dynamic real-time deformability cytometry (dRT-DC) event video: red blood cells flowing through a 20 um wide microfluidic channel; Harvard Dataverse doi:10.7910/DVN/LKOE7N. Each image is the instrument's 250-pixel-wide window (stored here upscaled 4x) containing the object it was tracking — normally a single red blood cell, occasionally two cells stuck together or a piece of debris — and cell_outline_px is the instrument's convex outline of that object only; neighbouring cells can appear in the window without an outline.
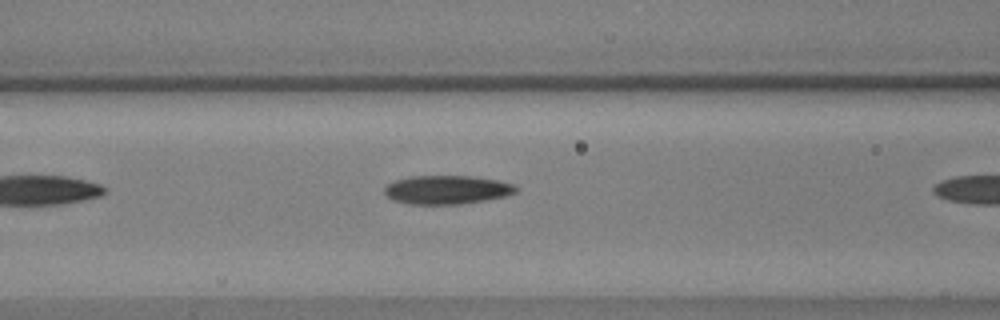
{"species": "common noctule bat (a hibernating species)", "species_latin": "Nyctalus noctula", "temperature_condition": "warm", "stored_images_in_passage": 4, "camera_frame_rate_fps": 3000, "um_per_image_px": 0.085, "animal": {"sex": "male", "body_mass_g": 17.9, "forearm_length_mm": 54.2}, "frame": {"image": 1, "passage_image": 3, "time_ms": 0.667, "image_size_px": [1000, 320], "cell_outline_px": [[516, 192], [504, 196], [484, 200], [460, 204], [408, 204], [392, 200], [384, 192], [384, 188], [388, 184], [396, 180], [412, 176], [468, 176], [496, 180], [512, 184], [516, 188]], "centroid_in_image_um": [37.93, 16.13], "position_along_channel_um": 128.7, "area_um2": 21.68}}